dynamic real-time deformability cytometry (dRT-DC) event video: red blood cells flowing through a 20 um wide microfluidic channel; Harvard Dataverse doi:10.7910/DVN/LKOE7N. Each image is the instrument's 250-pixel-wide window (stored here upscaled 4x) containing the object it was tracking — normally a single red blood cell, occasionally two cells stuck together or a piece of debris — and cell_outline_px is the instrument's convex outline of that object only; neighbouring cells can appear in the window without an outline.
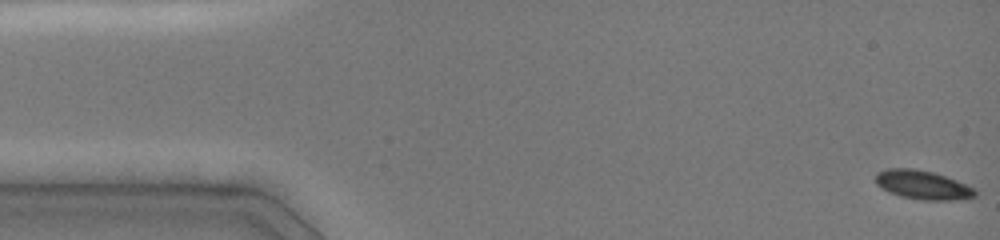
{"species": "common noctule bat (a hibernating species)", "species_latin": "Nyctalus noctula", "temperature_condition": "cold", "stored_images_in_passage": 27, "camera_frame_rate_fps": 3000, "um_per_image_px": 0.085, "animal": {"sex": "female", "body_mass_g": 19.0, "forearm_length_mm": 51.5}, "frame": {"image": 1, "passage_image": 1, "time_ms": 0.0, "image_size_px": [1000, 240], "cell_outline_px": [[976, 196], [968, 200], [924, 200], [900, 196], [888, 192], [880, 188], [876, 184], [876, 172], [888, 168], [912, 168], [932, 172], [956, 180], [976, 188]], "centroid_in_image_um": [78.45, 15.73], "position_along_channel_um": 6.6, "area_um2": 16.99}}
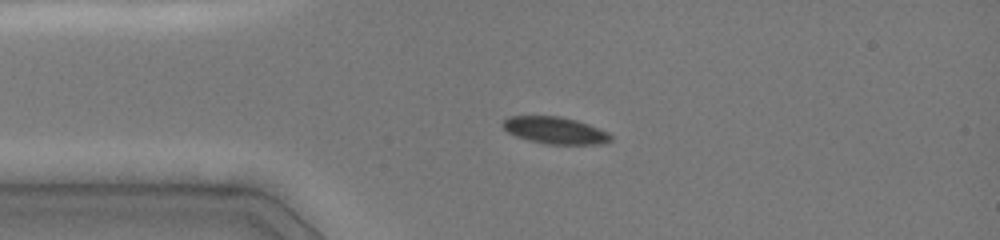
{"frame": {"image": 2, "passage_image": 15, "time_ms": 3.333, "image_size_px": [1000, 240], "cell_outline_px": [[612, 140], [600, 144], [544, 144], [528, 140], [516, 136], [508, 132], [500, 124], [508, 116], [560, 116], [576, 120], [588, 124], [608, 132], [612, 136]], "centroid_in_image_um": [47.16, 11.08], "position_along_channel_um": 37.8, "area_um2": 16.99}}
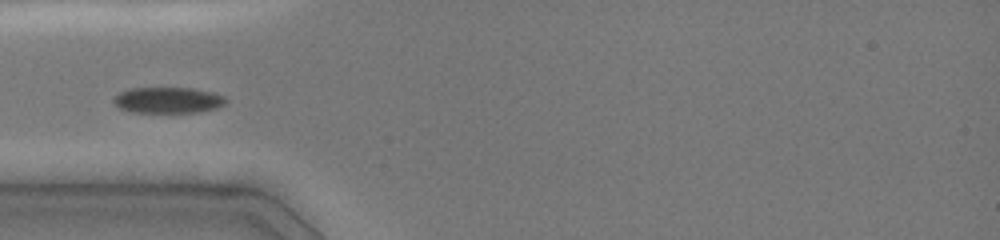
{"frame": {"image": 3, "passage_image": 20, "time_ms": 4.667, "image_size_px": [1000, 240], "cell_outline_px": [[228, 100], [224, 104], [216, 108], [200, 112], [136, 112], [120, 108], [112, 100], [120, 92], [128, 88], [192, 88], [212, 92], [224, 96]], "centroid_in_image_um": [14.31, 8.5], "position_along_channel_um": 70.7, "area_um2": 16.88}}